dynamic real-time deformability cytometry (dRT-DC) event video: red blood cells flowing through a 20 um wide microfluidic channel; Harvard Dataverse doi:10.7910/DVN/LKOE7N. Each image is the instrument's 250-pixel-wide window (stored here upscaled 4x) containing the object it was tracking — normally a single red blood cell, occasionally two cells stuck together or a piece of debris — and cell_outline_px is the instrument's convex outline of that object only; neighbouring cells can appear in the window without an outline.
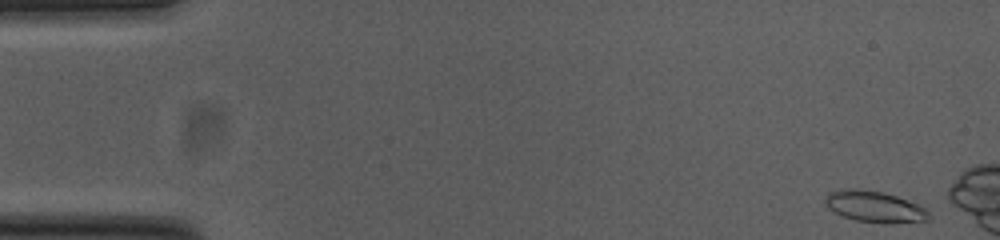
{"species": "common noctule bat (a hibernating species)", "species_latin": "Nyctalus noctula", "temperature_condition": "cold", "stored_images_in_passage": 54, "camera_frame_rate_fps": 3000, "um_per_image_px": 0.085, "animal": {"sex": "female", "body_mass_g": 23.0, "forearm_length_mm": 53.4}, "frame": {"image": 1, "passage_image": 2, "time_ms": 0.333, "image_size_px": [1000, 240], "cell_outline_px": [[932, 220], [892, 224], [884, 224], [856, 220], [844, 216], [828, 208], [824, 204], [824, 196], [832, 192], [848, 188], [852, 188], [884, 192], [896, 196], [916, 204], [924, 208], [932, 216]], "centroid_in_image_um": [74.37, 17.59], "position_along_channel_um": 10.6, "area_um2": 18.96}}
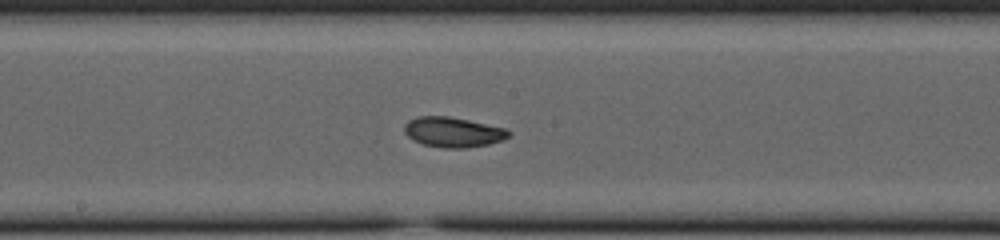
{"frame": {"image": 2, "passage_image": 28, "time_ms": 9.0, "image_size_px": [1000, 240], "cell_outline_px": [[512, 132], [504, 140], [488, 144], [468, 148], [444, 148], [424, 144], [412, 140], [404, 132], [404, 124], [408, 120], [416, 116], [448, 116], [468, 120], [504, 128]], "centroid_in_image_um": [38.48, 11.23], "position_along_channel_um": 209.7, "area_um2": 18.32}}
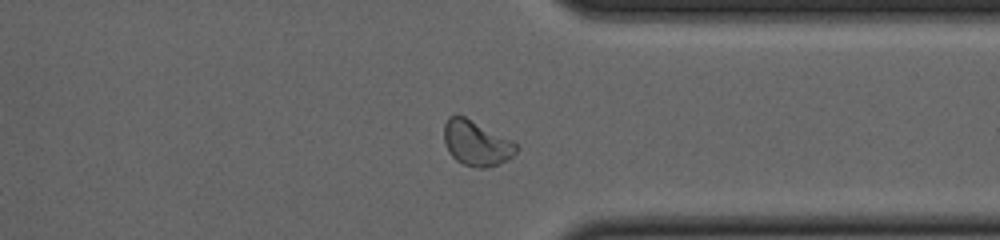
{"frame": {"image": 3, "passage_image": 41, "time_ms": 13.333, "image_size_px": [1000, 240], "cell_outline_px": [[520, 148], [508, 160], [484, 168], [476, 168], [464, 164], [456, 160], [448, 152], [444, 140], [444, 124], [448, 116], [464, 116], [516, 144]], "centroid_in_image_um": [40.45, 12.19], "position_along_channel_um": 370.9, "area_um2": 18.55}, "authors_computed_cell_mechanics": {"area_um2": 18.4093, "velocity_mm_per_s": 3.7756, "shape_relaxation_time_tau1_ms": 4.113, "shape_relaxation_time_tau2_ms": 2.4405, "deformation_change_tau1": 0.1447, "deformation_change_tau2": 0.0738}}